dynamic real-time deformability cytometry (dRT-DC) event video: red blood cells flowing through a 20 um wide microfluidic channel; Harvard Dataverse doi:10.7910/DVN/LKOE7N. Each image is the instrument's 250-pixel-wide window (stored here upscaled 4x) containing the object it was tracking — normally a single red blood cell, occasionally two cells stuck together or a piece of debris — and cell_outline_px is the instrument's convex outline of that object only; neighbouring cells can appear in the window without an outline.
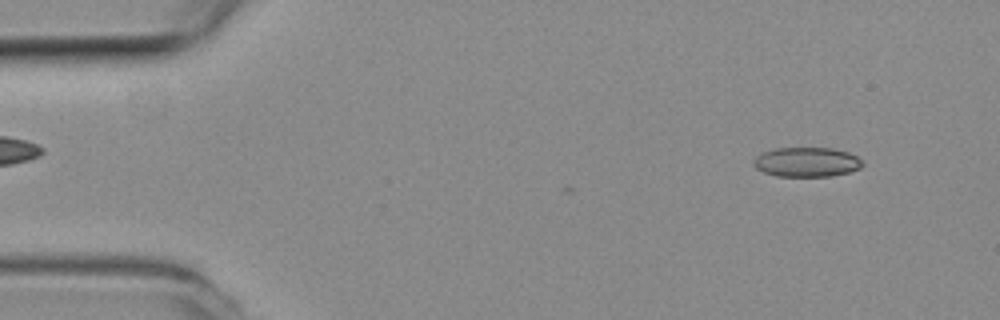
{"species": "common noctule bat (a hibernating species)", "species_latin": "Nyctalus noctula", "temperature_condition": "room temperature", "stored_images_in_passage": 3, "camera_frame_rate_fps": 3000, "um_per_image_px": 0.085, "animal": {"sex": "female", "body_mass_g": 19.3, "forearm_length_mm": 54.1}, "frame": {"image": 1, "passage_image": 3, "time_ms": 0.667, "image_size_px": [1000, 320], "cell_outline_px": [[864, 164], [860, 168], [848, 172], [832, 176], [776, 176], [764, 172], [756, 168], [752, 164], [752, 160], [756, 156], [764, 152], [776, 148], [832, 148], [848, 152], [856, 156]], "centroid_in_image_um": [68.55, 13.77], "position_along_channel_um": 16.5, "area_um2": 18.73}}